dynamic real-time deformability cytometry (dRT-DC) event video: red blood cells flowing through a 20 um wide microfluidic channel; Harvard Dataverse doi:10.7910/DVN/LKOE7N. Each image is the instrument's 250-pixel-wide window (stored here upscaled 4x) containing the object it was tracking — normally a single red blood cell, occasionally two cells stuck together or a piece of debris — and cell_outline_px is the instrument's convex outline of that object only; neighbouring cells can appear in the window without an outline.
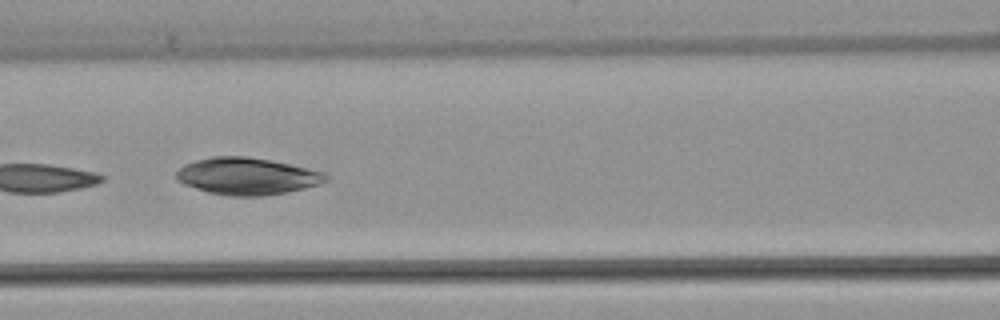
{"species": "common noctule bat (a hibernating species)", "species_latin": "Nyctalus noctula", "temperature_condition": "warm", "stored_images_in_passage": 7, "camera_frame_rate_fps": 3000, "um_per_image_px": 0.085, "animal": {"sex": "female", "body_mass_g": 22.7, "forearm_length_mm": 54.2}, "frame": {"image": 1, "passage_image": 5, "time_ms": 6.0, "image_size_px": [1000, 320], "cell_outline_px": [[332, 176], [328, 180], [320, 184], [288, 192], [264, 196], [228, 196], [208, 192], [184, 184], [176, 180], [176, 172], [184, 164], [196, 160], [212, 156], [248, 156], [272, 160], [324, 172]], "centroid_in_image_um": [21.02, 14.97], "position_along_channel_um": 145.6, "area_um2": 32.48}}